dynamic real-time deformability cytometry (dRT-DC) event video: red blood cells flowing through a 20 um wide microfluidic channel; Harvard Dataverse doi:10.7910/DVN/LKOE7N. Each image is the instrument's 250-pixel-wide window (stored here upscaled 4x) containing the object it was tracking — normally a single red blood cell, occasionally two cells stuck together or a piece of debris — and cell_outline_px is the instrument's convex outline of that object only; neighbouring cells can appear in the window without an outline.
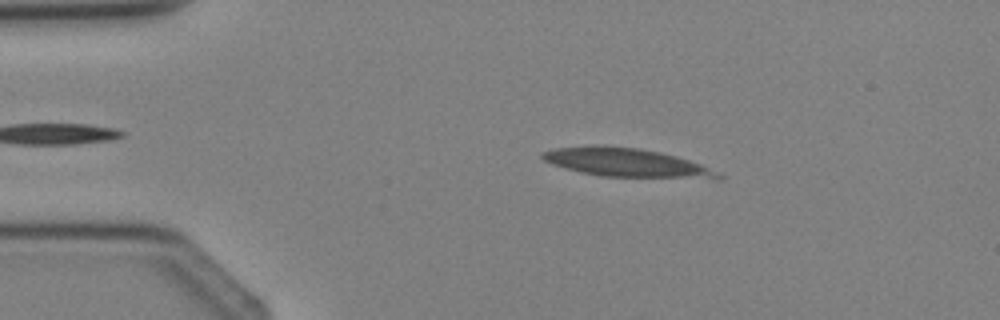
{"species": "Egyptian fruit bat (a non-hibernating species)", "species_latin": "Rousettus aegyptiacus", "temperature_condition": "cold", "stored_images_in_passage": 4, "camera_frame_rate_fps": 3000, "um_per_image_px": 0.085, "animal": {"sex": "female"}, "frame": {"image": 1, "passage_image": 2, "time_ms": 1.0, "image_size_px": [1000, 320], "cell_outline_px": [[724, 176], [720, 180], [712, 180], [600, 176], [580, 172], [552, 164], [544, 160], [540, 156], [540, 152], [556, 148], [636, 148], [660, 152], [676, 156], [700, 164], [720, 172]], "centroid_in_image_um": [53.44, 13.9], "position_along_channel_um": 31.6, "area_um2": 28.9}}